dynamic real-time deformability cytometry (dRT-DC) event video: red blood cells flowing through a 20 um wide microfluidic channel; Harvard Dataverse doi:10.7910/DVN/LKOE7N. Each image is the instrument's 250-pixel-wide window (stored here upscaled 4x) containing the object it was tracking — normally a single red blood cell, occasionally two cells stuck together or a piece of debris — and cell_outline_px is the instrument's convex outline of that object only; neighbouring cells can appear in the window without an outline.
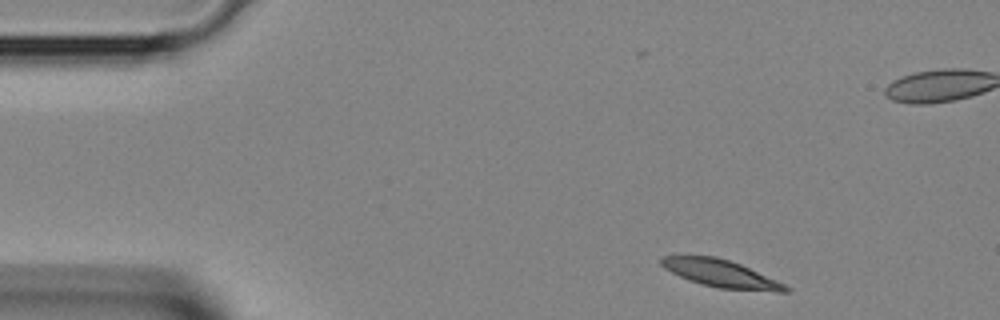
{"species": "Egyptian fruit bat (a non-hibernating species)", "species_latin": "Rousettus aegyptiacus", "temperature_condition": "room temperature", "stored_images_in_passage": 3, "camera_frame_rate_fps": 3000, "um_per_image_px": 0.085, "animal": {"sex": "female"}, "frame": {"image": 1, "passage_image": 1, "time_ms": 0.0, "image_size_px": [1000, 320], "cell_outline_px": [[792, 288], [788, 292], [776, 292], [720, 288], [700, 284], [688, 280], [664, 268], [660, 264], [660, 260], [664, 256], [716, 256], [740, 264], [784, 284]], "centroid_in_image_um": [61.28, 23.26], "position_along_channel_um": 23.7, "area_um2": 19.65}}